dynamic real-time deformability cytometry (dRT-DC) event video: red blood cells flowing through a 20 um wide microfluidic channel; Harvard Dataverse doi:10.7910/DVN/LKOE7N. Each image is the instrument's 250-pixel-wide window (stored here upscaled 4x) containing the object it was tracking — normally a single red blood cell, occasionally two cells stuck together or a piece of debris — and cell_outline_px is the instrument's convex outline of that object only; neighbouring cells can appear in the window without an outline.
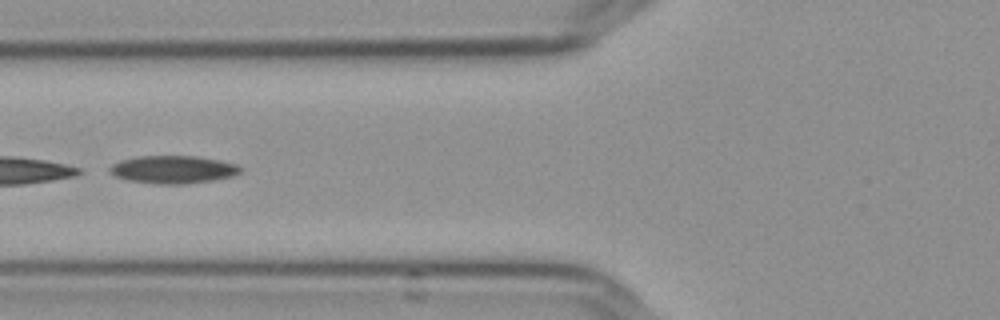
{"species": "Egyptian fruit bat (a non-hibernating species)", "species_latin": "Rousettus aegyptiacus", "temperature_condition": "cold", "stored_images_in_passage": 38, "camera_frame_rate_fps": 3000, "um_per_image_px": 0.085, "frame": {"image": 1, "passage_image": 6, "time_ms": 1.667, "image_size_px": [1000, 320], "cell_outline_px": [[240, 172], [232, 176], [212, 180], [184, 184], [152, 184], [128, 180], [116, 176], [108, 172], [108, 168], [112, 164], [120, 160], [140, 156], [196, 156], [236, 164], [240, 168]], "centroid_in_image_um": [14.64, 14.41], "position_along_channel_um": 111.2, "area_um2": 21.04}, "authors_computed_cell_mechanics": {"area_um2": 21.1837, "velocity_mm_per_s": 3.6351, "shape_relaxation_time_tau1_ms": 7.534, "shape_relaxation_time_tau2_ms": null, "deformation_change_tau1": 0.0979, "deformation_change_tau2": null}}